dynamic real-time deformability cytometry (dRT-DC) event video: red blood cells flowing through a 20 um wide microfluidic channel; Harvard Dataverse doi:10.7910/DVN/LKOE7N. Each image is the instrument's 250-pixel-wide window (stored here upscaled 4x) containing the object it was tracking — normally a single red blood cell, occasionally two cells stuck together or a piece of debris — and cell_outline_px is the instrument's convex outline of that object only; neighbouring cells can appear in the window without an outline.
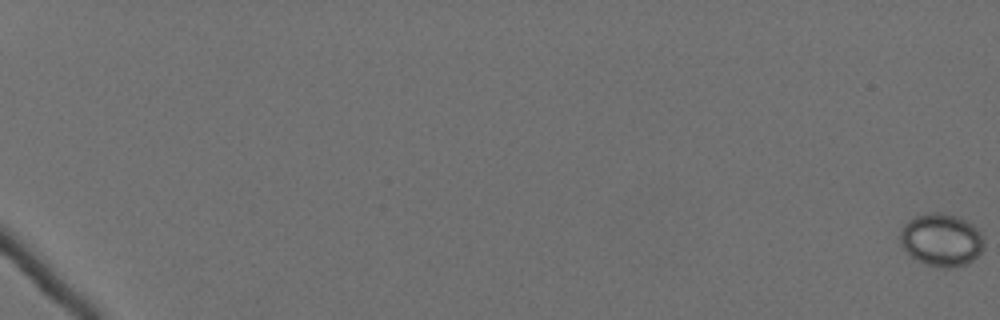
{"species": "Egyptian fruit bat (a non-hibernating species)", "species_latin": "Rousettus aegyptiacus", "temperature_condition": "cold", "stored_images_in_passage": 64, "camera_frame_rate_fps": 3000, "um_per_image_px": 0.085, "animal": {"sex": "female"}, "frame": {"image": 1, "passage_image": 1, "time_ms": 0.0, "image_size_px": [1000, 320], "cell_outline_px": [[984, 240], [980, 252], [972, 260], [964, 264], [952, 268], [944, 268], [928, 264], [916, 260], [904, 248], [900, 240], [900, 232], [904, 224], [908, 220], [916, 216], [932, 212], [940, 212], [956, 216], [972, 224], [980, 232]], "centroid_in_image_um": [80.0, 20.38], "position_along_channel_um": 5.0, "area_um2": 25.37}}
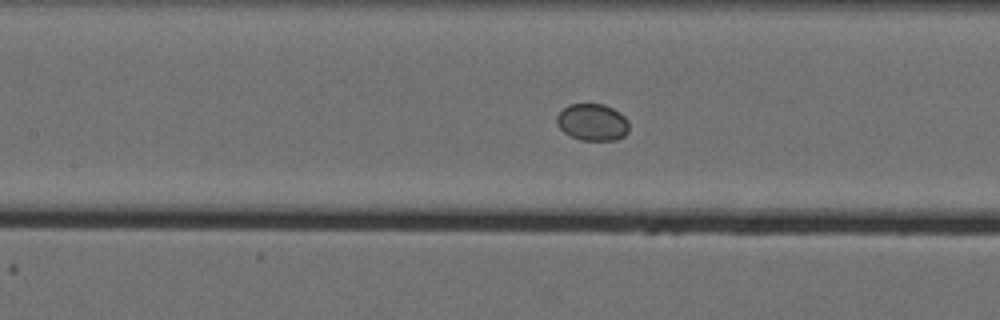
{"frame": {"image": 2, "passage_image": 35, "time_ms": 11.333, "image_size_px": [1000, 320], "cell_outline_px": [[628, 132], [624, 136], [616, 140], [580, 140], [564, 132], [560, 128], [556, 120], [556, 116], [568, 104], [604, 104], [620, 112], [628, 120]], "centroid_in_image_um": [50.37, 10.38], "position_along_channel_um": 157.0, "area_um2": 15.55}}
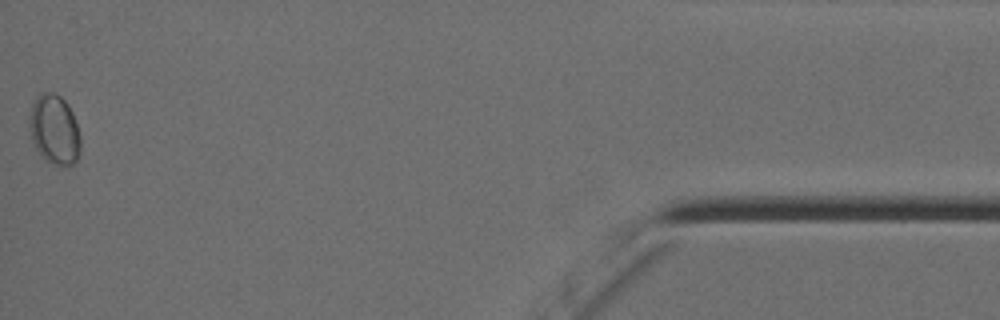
{"frame": {"image": 3, "passage_image": 64, "time_ms": 21.0, "image_size_px": [1000, 320], "cell_outline_px": [[80, 152], [76, 160], [72, 164], [52, 164], [44, 160], [40, 156], [32, 140], [28, 124], [28, 116], [32, 104], [36, 96], [40, 92], [52, 92], [60, 96], [68, 104], [72, 112], [80, 136]], "centroid_in_image_um": [4.59, 10.99], "position_along_channel_um": 430.6, "area_um2": 20.92}}